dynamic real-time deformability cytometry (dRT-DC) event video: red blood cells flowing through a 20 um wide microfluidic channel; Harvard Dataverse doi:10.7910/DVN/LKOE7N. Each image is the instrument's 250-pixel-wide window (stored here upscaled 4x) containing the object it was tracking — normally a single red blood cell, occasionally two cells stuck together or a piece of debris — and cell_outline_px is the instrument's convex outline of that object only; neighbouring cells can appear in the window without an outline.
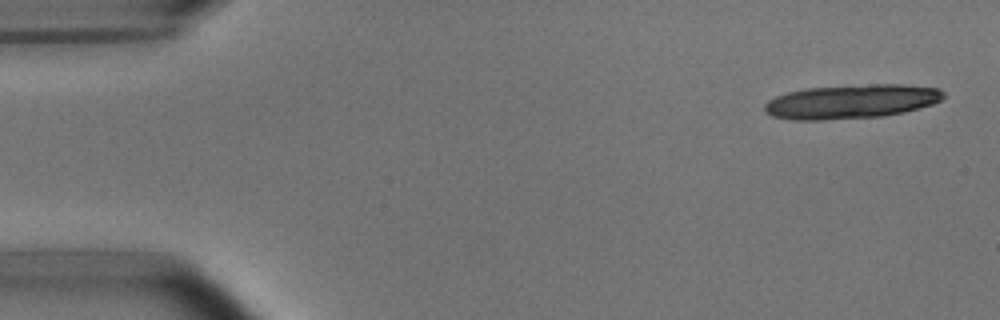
{"species": "common noctule bat (a hibernating species)", "species_latin": "Nyctalus noctula", "temperature_condition": "room temperature", "stored_images_in_passage": 5, "camera_frame_rate_fps": 3000, "um_per_image_px": 0.085, "animal": {"sex": "male", "body_mass_g": 15.6}, "frame": {"image": 1, "passage_image": 1, "time_ms": 0.0, "image_size_px": [1000, 320], "cell_outline_px": [[944, 96], [940, 100], [932, 104], [884, 116], [824, 120], [792, 120], [772, 116], [764, 108], [764, 104], [768, 100], [776, 96], [788, 92], [808, 88], [876, 84], [900, 84], [936, 88], [944, 92]], "centroid_in_image_um": [72.32, 8.63], "position_along_channel_um": 12.7, "area_um2": 35.14}}